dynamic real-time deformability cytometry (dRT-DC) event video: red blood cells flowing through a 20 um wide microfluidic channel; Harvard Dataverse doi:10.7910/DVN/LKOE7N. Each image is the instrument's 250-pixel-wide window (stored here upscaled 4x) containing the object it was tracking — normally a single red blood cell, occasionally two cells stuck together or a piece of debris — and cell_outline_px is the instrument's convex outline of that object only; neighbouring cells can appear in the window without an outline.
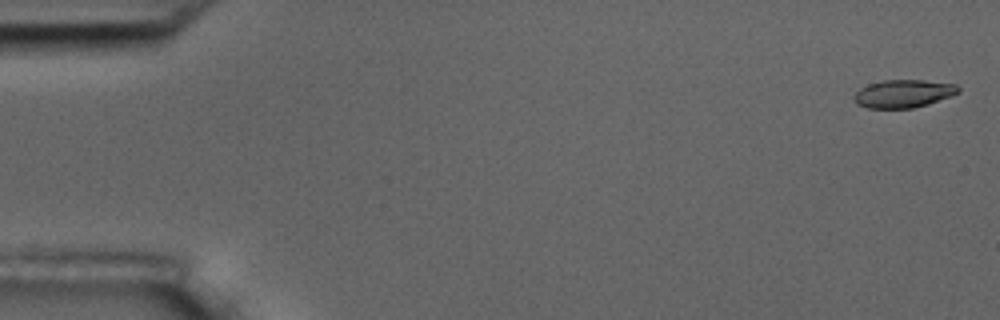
{"species": "common noctule bat (a hibernating species)", "species_latin": "Nyctalus noctula", "temperature_condition": "room temperature", "stored_images_in_passage": 7, "camera_frame_rate_fps": 3000, "um_per_image_px": 0.085, "animal": {"sex": "male", "body_mass_g": 17.5, "forearm_length_mm": 52.3}, "frame": {"image": 1, "passage_image": 1, "time_ms": 0.0, "image_size_px": [1000, 320], "cell_outline_px": [[960, 92], [952, 96], [928, 104], [912, 108], [868, 108], [856, 104], [852, 96], [860, 88], [868, 84], [884, 80], [924, 80], [956, 84], [960, 88]], "centroid_in_image_um": [76.79, 7.96], "position_along_channel_um": 8.2, "area_um2": 17.11}}
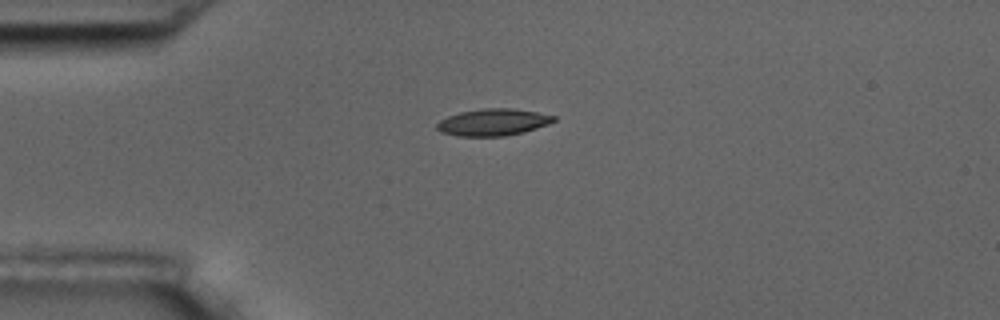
{"frame": {"image": 2, "passage_image": 4, "time_ms": 4.333, "image_size_px": [1000, 320], "cell_outline_px": [[556, 120], [548, 124], [524, 132], [504, 136], [456, 136], [440, 132], [436, 128], [436, 124], [440, 120], [448, 116], [460, 112], [480, 108], [512, 108], [536, 112], [556, 116]], "centroid_in_image_um": [41.89, 10.39], "position_along_channel_um": 43.1, "area_um2": 18.38}}